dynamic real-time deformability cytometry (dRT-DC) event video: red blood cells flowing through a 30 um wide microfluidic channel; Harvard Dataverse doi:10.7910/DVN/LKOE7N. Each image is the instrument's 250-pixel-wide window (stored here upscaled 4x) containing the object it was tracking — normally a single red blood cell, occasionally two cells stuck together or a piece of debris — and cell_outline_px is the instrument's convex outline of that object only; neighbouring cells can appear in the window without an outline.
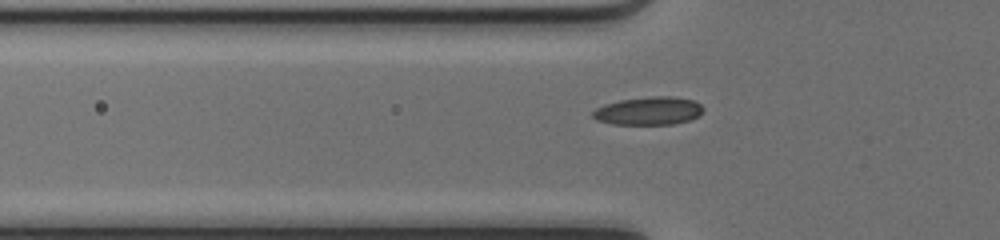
{"species": "common noctule bat (a hibernating species)", "species_latin": "Nyctalus noctula", "temperature_condition": "cold", "stored_images_in_passage": 33, "camera_frame_rate_fps": 3000, "um_per_image_px": 0.085, "animal": {"sex": "female", "body_mass_g": 17.0, "forearm_length_mm": 48.0}, "frame": {"image": 1, "passage_image": 5, "time_ms": 1.333, "image_size_px": [1000, 240], "cell_outline_px": [[704, 108], [696, 116], [688, 120], [672, 124], [612, 124], [596, 120], [592, 116], [592, 112], [596, 108], [604, 104], [620, 100], [652, 96], [668, 96], [692, 100], [700, 104]], "centroid_in_image_um": [55.07, 9.42], "position_along_channel_um": 70.7, "area_um2": 17.86}}
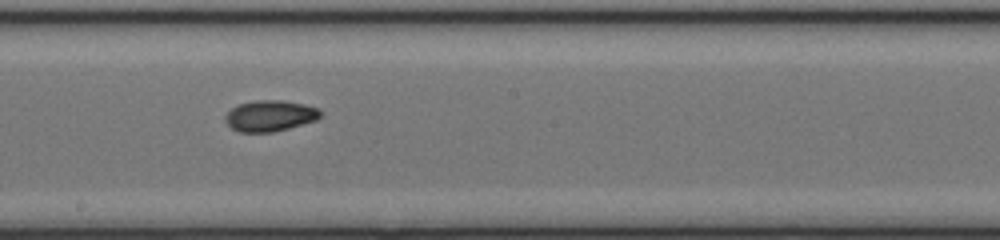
{"frame": {"image": 2, "passage_image": 16, "time_ms": 5.0, "image_size_px": [1000, 240], "cell_outline_px": [[320, 116], [316, 120], [288, 128], [272, 132], [240, 132], [232, 128], [224, 120], [224, 116], [232, 108], [240, 104], [256, 100], [284, 100], [304, 104], [320, 108]], "centroid_in_image_um": [22.95, 9.83], "position_along_channel_um": 225.3, "area_um2": 17.11}}
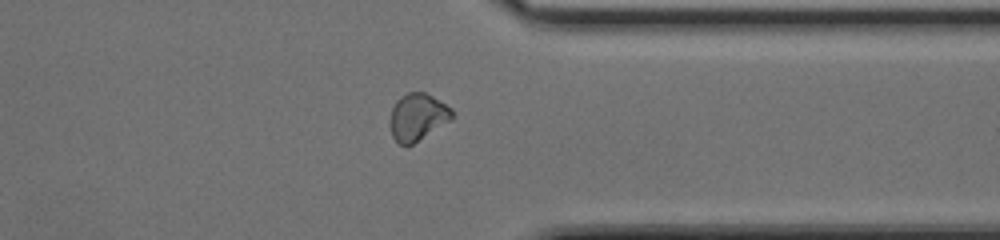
{"frame": {"image": 3, "passage_image": 27, "time_ms": 8.667, "image_size_px": [1000, 240], "cell_outline_px": [[452, 120], [412, 144], [400, 144], [392, 136], [392, 108], [396, 100], [400, 96], [408, 92], [424, 92], [432, 96], [452, 108]], "centroid_in_image_um": [35.52, 9.92], "position_along_channel_um": 375.9, "area_um2": 16.65}, "authors_computed_cell_mechanics": {"area_um2": 17.051, "velocity_mm_per_s": 4.1978, "shape_relaxation_time_tau1_ms": 5.3029, "shape_relaxation_time_tau2_ms": 5.509, "deformation_change_tau1": 0.1305, "deformation_change_tau2": 0.0925}}